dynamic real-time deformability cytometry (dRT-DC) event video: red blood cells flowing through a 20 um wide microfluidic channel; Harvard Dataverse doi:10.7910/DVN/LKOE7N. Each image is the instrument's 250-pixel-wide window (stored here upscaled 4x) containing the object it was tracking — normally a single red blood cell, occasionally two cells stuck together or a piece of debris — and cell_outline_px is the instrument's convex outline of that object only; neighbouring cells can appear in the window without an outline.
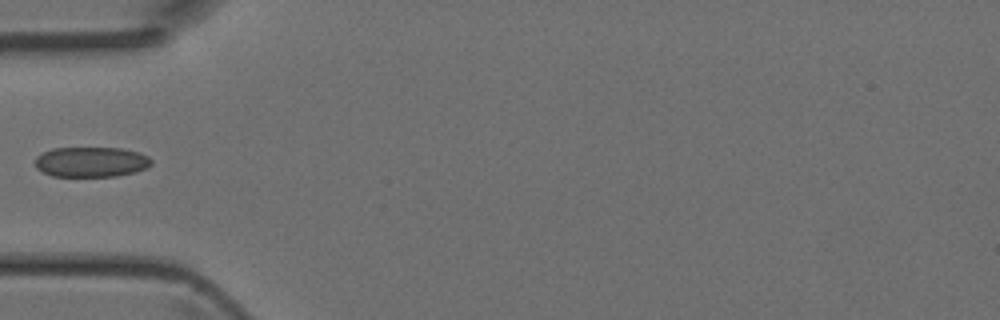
{"species": "Egyptian fruit bat (a non-hibernating species)", "species_latin": "Rousettus aegyptiacus", "temperature_condition": "room temperature", "stored_images_in_passage": 3, "camera_frame_rate_fps": 3000, "um_per_image_px": 0.085, "animal": {"sex": "female"}, "frame": {"image": 1, "passage_image": 3, "time_ms": 0.667, "image_size_px": [1000, 320], "cell_outline_px": [[152, 164], [148, 168], [136, 172], [116, 176], [52, 176], [36, 168], [36, 156], [52, 148], [120, 148], [140, 152], [148, 156], [152, 160]], "centroid_in_image_um": [7.79, 13.76], "position_along_channel_um": 77.2, "area_um2": 20.52}}